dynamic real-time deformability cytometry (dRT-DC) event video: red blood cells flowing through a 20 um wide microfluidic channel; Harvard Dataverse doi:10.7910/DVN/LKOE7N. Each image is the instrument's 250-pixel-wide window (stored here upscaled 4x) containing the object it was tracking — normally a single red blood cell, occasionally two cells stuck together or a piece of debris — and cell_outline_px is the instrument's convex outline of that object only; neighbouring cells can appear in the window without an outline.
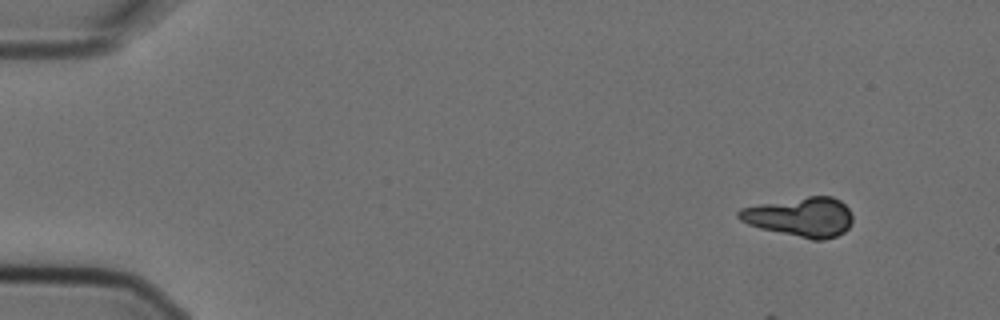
{"species": "Egyptian fruit bat (a non-hibernating species)", "species_latin": "Rousettus aegyptiacus", "temperature_condition": "cold", "stored_images_in_passage": 11, "camera_frame_rate_fps": 3000, "um_per_image_px": 0.085, "animal": {"sex": "female"}, "frame": {"image": 1, "passage_image": 2, "time_ms": 0.333, "image_size_px": [1000, 320], "cell_outline_px": [[852, 224], [844, 232], [836, 236], [824, 240], [812, 240], [760, 228], [748, 224], [740, 220], [736, 216], [736, 212], [740, 208], [760, 204], [808, 196], [832, 196], [840, 200], [848, 208], [852, 216]], "centroid_in_image_um": [68.05, 18.45], "position_along_channel_um": 17.0, "area_um2": 26.24}}